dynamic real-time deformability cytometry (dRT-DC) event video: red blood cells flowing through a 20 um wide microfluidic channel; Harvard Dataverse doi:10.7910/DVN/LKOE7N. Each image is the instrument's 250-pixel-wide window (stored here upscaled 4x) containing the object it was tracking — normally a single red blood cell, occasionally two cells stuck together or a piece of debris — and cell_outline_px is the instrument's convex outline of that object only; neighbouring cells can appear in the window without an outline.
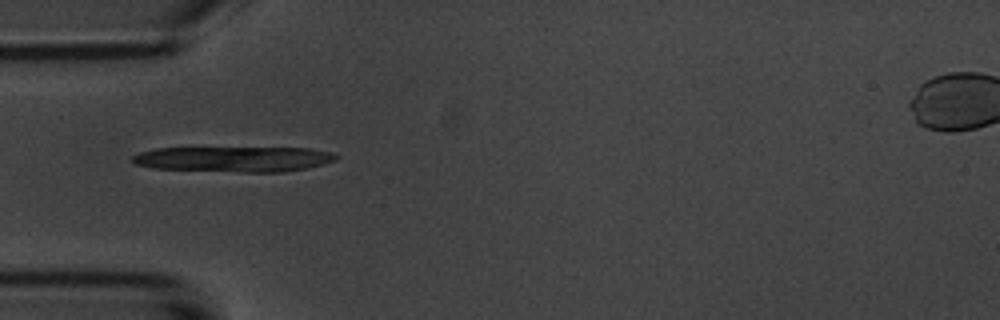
{"species": "common noctule bat (a hibernating species)", "species_latin": "Nyctalus noctula", "temperature_condition": "room temperature", "stored_images_in_passage": 2, "camera_frame_rate_fps": 3000, "um_per_image_px": 0.085, "animal": {"sex": "male", "body_mass_g": 20.1, "forearm_length_mm": 53.5}, "frame": {"image": 1, "passage_image": 1, "time_ms": 0.0, "image_size_px": [1000, 320], "cell_outline_px": [[340, 156], [336, 160], [324, 164], [308, 168], [284, 172], [240, 172], [152, 168], [132, 164], [132, 156], [140, 152], [156, 148], [308, 148], [332, 152]], "centroid_in_image_um": [19.89, 13.52], "position_along_channel_um": 65.1, "area_um2": 30.35}}